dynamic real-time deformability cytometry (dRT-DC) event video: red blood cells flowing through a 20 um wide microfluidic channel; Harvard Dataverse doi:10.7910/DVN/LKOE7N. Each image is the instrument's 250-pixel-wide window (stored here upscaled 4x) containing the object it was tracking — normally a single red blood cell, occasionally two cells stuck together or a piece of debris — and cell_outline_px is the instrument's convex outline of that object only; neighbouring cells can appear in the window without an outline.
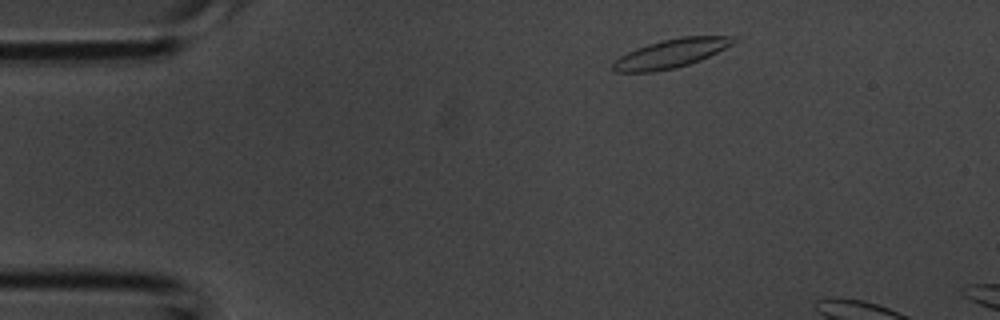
{"species": "common noctule bat (a hibernating species)", "species_latin": "Nyctalus noctula", "temperature_condition": "room temperature", "stored_images_in_passage": 3, "camera_frame_rate_fps": 3000, "um_per_image_px": 0.085, "animal": {"sex": "male", "body_mass_g": 20.1, "forearm_length_mm": 53.5}, "frame": {"image": 1, "passage_image": 1, "time_ms": 0.0, "image_size_px": [1000, 320], "cell_outline_px": [[736, 40], [732, 44], [700, 60], [676, 68], [652, 72], [616, 72], [612, 68], [612, 64], [620, 56], [636, 48], [660, 40], [680, 36], [736, 36]], "centroid_in_image_um": [57.02, 4.54], "position_along_channel_um": 28.0, "area_um2": 20.06}}